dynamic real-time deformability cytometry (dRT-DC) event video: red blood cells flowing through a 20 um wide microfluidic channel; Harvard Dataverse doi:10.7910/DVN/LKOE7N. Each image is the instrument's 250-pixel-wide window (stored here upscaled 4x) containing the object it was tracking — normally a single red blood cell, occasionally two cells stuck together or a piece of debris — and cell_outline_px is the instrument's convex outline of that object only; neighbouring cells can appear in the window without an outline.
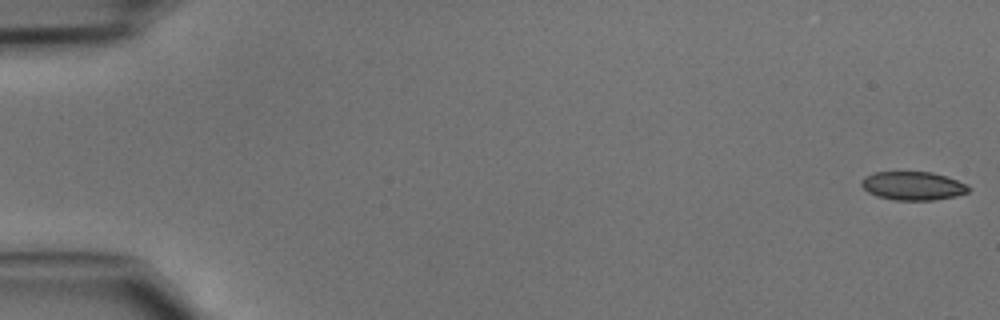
{"species": "common noctule bat (a hibernating species)", "species_latin": "Nyctalus noctula", "temperature_condition": "cold", "stored_images_in_passage": 44, "camera_frame_rate_fps": 3000, "um_per_image_px": 0.085, "animal": {"sex": "male", "body_mass_g": 15.6}, "frame": {"image": 1, "passage_image": 1, "time_ms": 0.0, "image_size_px": [1000, 320], "cell_outline_px": [[972, 188], [968, 192], [956, 196], [932, 200], [896, 200], [876, 196], [868, 192], [860, 184], [864, 176], [872, 172], [932, 172], [956, 180]], "centroid_in_image_um": [77.57, 15.8], "position_along_channel_um": 7.4, "area_um2": 17.74}}
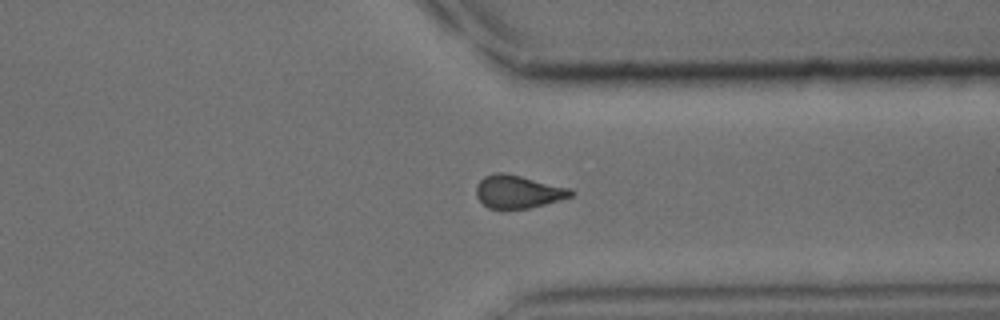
{"frame": {"image": 2, "passage_image": 36, "time_ms": 11.667, "image_size_px": [1000, 320], "cell_outline_px": [[576, 192], [572, 196], [544, 204], [528, 208], [488, 208], [476, 196], [476, 184], [484, 176], [496, 172], [504, 172], [572, 188]], "centroid_in_image_um": [44.04, 16.27], "position_along_channel_um": 367.4, "area_um2": 18.15}}
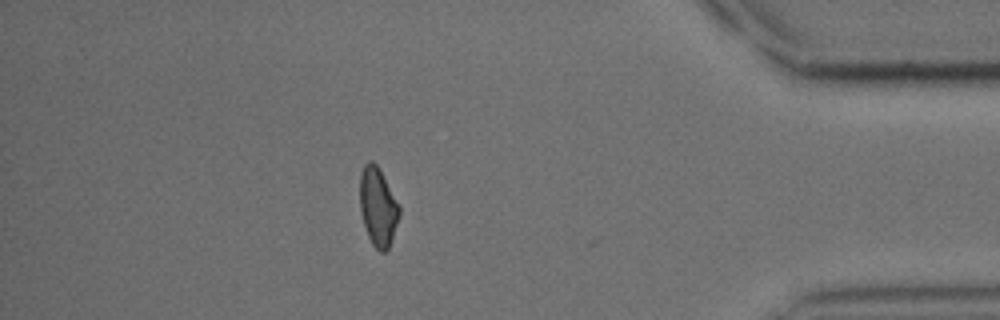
{"frame": {"image": 3, "passage_image": 41, "time_ms": 13.333, "image_size_px": [1000, 320], "cell_outline_px": [[400, 216], [392, 240], [388, 248], [384, 252], [380, 252], [372, 244], [368, 236], [360, 212], [360, 172], [364, 164], [368, 160], [372, 160], [380, 168], [400, 208]], "centroid_in_image_um": [32.12, 17.56], "position_along_channel_um": 403.1, "area_um2": 18.15}}